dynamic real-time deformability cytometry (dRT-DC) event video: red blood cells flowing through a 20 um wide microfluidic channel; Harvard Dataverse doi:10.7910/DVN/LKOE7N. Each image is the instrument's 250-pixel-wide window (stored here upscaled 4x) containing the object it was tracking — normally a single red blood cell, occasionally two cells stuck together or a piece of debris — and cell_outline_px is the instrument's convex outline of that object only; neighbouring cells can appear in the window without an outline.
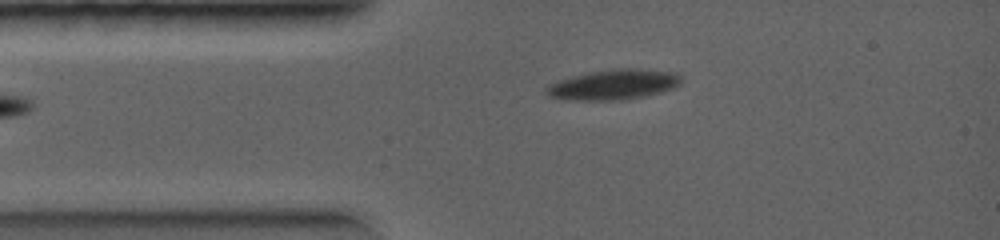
{"species": "common noctule bat (a hibernating species)", "species_latin": "Nyctalus noctula", "temperature_condition": "warm", "stored_images_in_passage": 16, "camera_frame_rate_fps": 5000, "um_per_image_px": 0.085, "animal": {"sex": "female", "body_mass_g": 19.0, "forearm_length_mm": 56.7}, "frame": {"image": 1, "passage_image": 3, "time_ms": 0.8, "image_size_px": [1000, 240], "cell_outline_px": [[680, 84], [672, 88], [660, 92], [644, 96], [624, 100], [564, 100], [548, 96], [544, 92], [544, 88], [548, 84], [572, 76], [588, 72], [624, 68], [632, 68], [672, 72], [680, 76]], "centroid_in_image_um": [52.08, 7.2], "position_along_channel_um": 32.9, "area_um2": 23.64}}
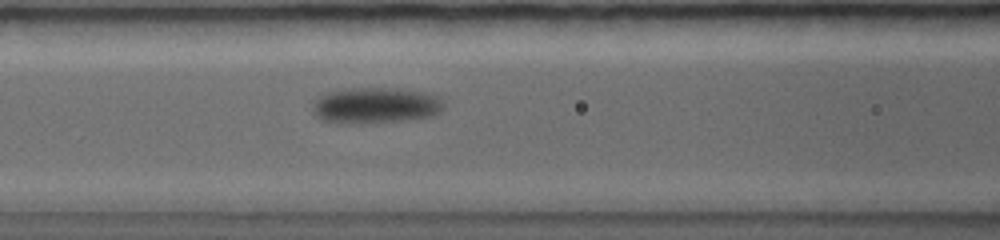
{"frame": {"image": 2, "passage_image": 9, "time_ms": 2.8, "image_size_px": [1000, 240], "cell_outline_px": [[444, 108], [440, 112], [432, 116], [408, 120], [360, 124], [340, 124], [320, 120], [316, 116], [312, 108], [316, 100], [320, 96], [328, 92], [364, 88], [400, 88], [420, 92], [436, 96], [444, 104]], "centroid_in_image_um": [31.91, 8.99], "position_along_channel_um": 134.7, "area_um2": 27.51}}
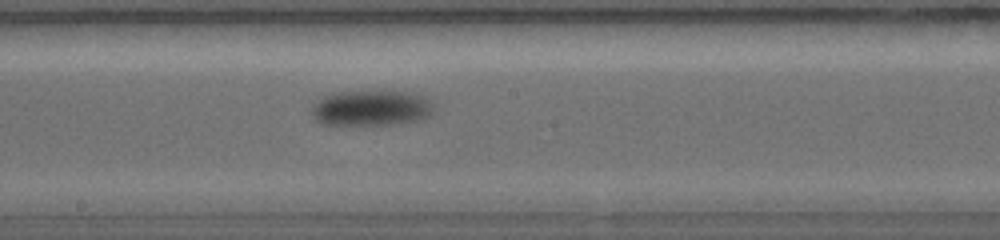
{"frame": {"image": 3, "passage_image": 13, "time_ms": 4.2, "image_size_px": [1000, 240], "cell_outline_px": [[436, 112], [432, 116], [420, 120], [400, 124], [320, 124], [312, 116], [312, 108], [324, 96], [332, 92], [404, 92], [420, 96]], "centroid_in_image_um": [31.54, 9.21], "position_along_channel_um": 216.7, "area_um2": 24.74}}